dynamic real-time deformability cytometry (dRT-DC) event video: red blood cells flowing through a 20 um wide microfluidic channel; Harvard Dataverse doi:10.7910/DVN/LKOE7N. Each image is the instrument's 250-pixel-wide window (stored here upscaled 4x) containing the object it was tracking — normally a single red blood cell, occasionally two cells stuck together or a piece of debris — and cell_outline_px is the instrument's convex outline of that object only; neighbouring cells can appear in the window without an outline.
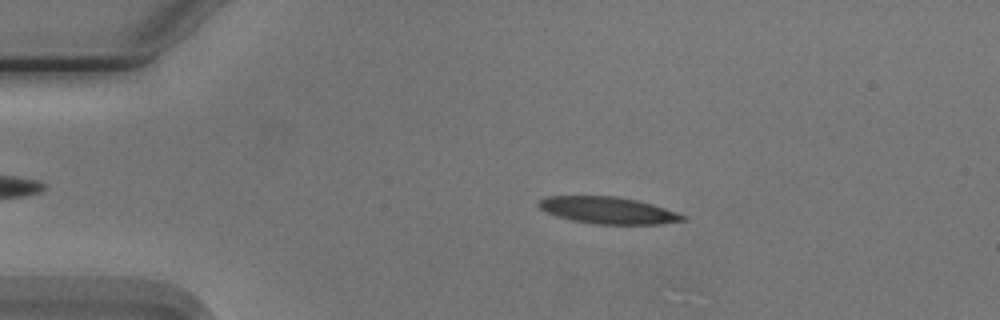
{"species": "Egyptian fruit bat (a non-hibernating species)", "species_latin": "Rousettus aegyptiacus", "temperature_condition": "cold", "stored_images_in_passage": 52, "camera_frame_rate_fps": 3000, "um_per_image_px": 0.085, "animal": {"sex": "male"}, "frame": {"image": 1, "passage_image": 10, "time_ms": 3.0, "image_size_px": [1000, 320], "cell_outline_px": [[688, 216], [684, 220], [660, 224], [592, 224], [572, 220], [556, 216], [540, 208], [536, 204], [540, 200], [548, 196], [616, 196], [636, 200], [652, 204]], "centroid_in_image_um": [51.68, 17.88], "position_along_channel_um": 33.3, "area_um2": 22.43}}
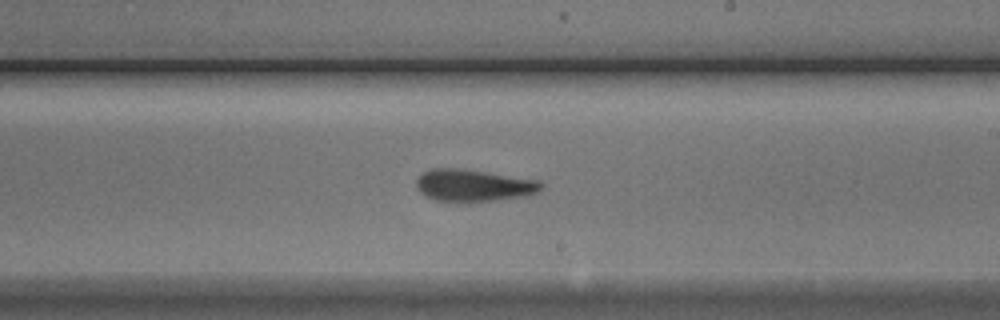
{"frame": {"image": 2, "passage_image": 31, "time_ms": 10.0, "image_size_px": [1000, 320], "cell_outline_px": [[544, 184], [536, 192], [524, 196], [468, 204], [436, 200], [424, 196], [416, 188], [416, 180], [424, 172], [432, 168], [460, 168], [540, 180]], "centroid_in_image_um": [40.22, 15.78], "position_along_channel_um": 248.8, "area_um2": 23.76}}
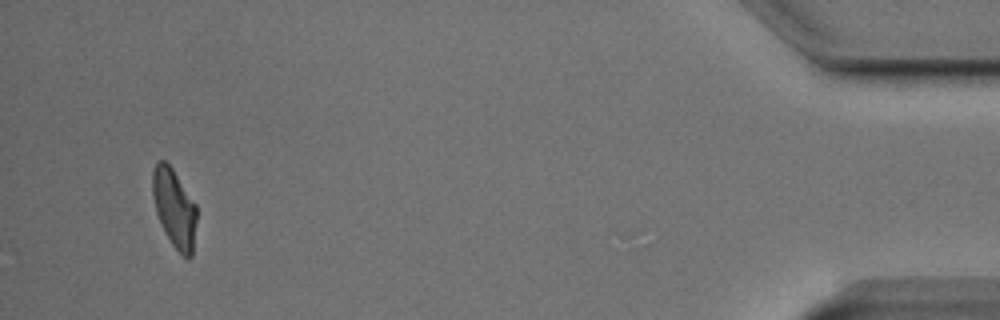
{"frame": {"image": 3, "passage_image": 51, "time_ms": 16.667, "image_size_px": [1000, 320], "cell_outline_px": [[196, 220], [192, 256], [188, 260], [172, 244], [164, 232], [156, 212], [152, 196], [152, 172], [156, 160], [164, 160], [172, 168], [196, 204]], "centroid_in_image_um": [14.8, 17.67], "position_along_channel_um": 420.4, "area_um2": 20.17}}